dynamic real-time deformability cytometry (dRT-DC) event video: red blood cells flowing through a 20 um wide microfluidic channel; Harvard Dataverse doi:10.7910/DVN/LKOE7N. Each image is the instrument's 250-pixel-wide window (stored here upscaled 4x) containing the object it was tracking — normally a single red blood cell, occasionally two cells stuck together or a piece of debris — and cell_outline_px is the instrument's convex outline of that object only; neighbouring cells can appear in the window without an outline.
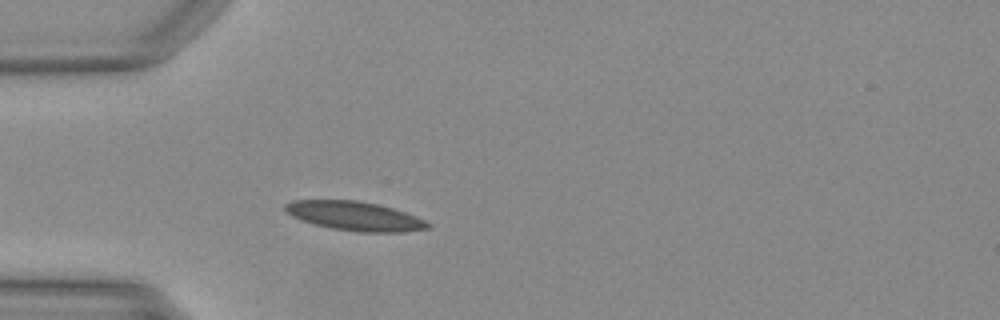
{"species": "Egyptian fruit bat (a non-hibernating species)", "species_latin": "Rousettus aegyptiacus", "temperature_condition": "warm", "stored_images_in_passage": 30, "camera_frame_rate_fps": 3000, "um_per_image_px": 0.085, "animal": {"sex": "female"}, "frame": {"image": 1, "passage_image": 3, "time_ms": 0.667, "image_size_px": [1000, 320], "cell_outline_px": [[432, 228], [400, 232], [360, 232], [332, 228], [300, 220], [284, 212], [284, 204], [292, 200], [356, 200], [376, 204], [392, 208], [404, 212], [424, 220], [432, 224]], "centroid_in_image_um": [30.13, 18.36], "position_along_channel_um": 54.9, "area_um2": 24.1}}
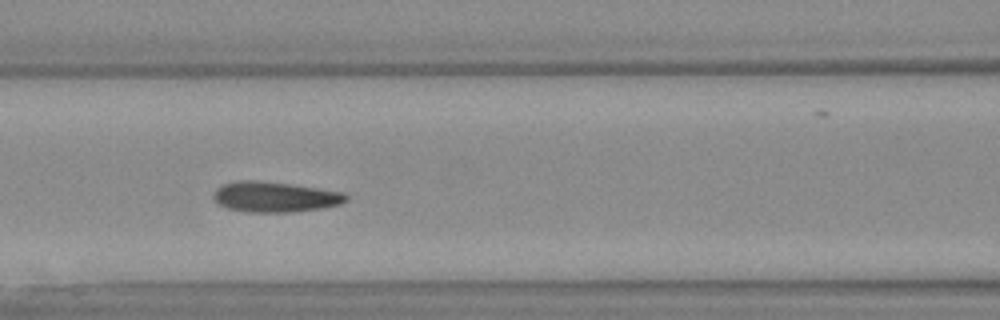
{"frame": {"image": 2, "passage_image": 10, "time_ms": 3.0, "image_size_px": [1000, 320], "cell_outline_px": [[348, 200], [340, 204], [320, 208], [292, 212], [248, 212], [228, 208], [220, 204], [212, 196], [212, 192], [216, 188], [224, 184], [240, 180], [252, 180], [288, 184], [316, 188], [340, 192], [348, 196]], "centroid_in_image_um": [23.33, 16.74], "position_along_channel_um": 143.3, "area_um2": 23.12}}
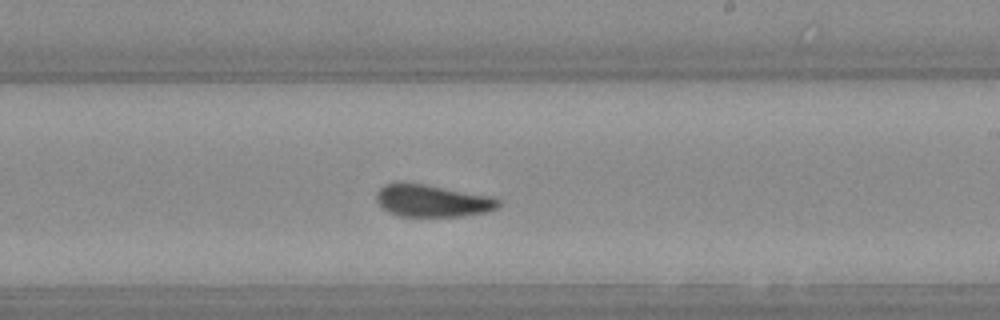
{"frame": {"image": 3, "passage_image": 18, "time_ms": 5.667, "image_size_px": [1000, 320], "cell_outline_px": [[500, 204], [496, 208], [488, 212], [464, 216], [400, 216], [388, 212], [376, 200], [376, 192], [384, 184], [396, 180], [404, 180], [492, 196], [500, 200]], "centroid_in_image_um": [36.71, 17.03], "position_along_channel_um": 252.3, "area_um2": 23.47}}